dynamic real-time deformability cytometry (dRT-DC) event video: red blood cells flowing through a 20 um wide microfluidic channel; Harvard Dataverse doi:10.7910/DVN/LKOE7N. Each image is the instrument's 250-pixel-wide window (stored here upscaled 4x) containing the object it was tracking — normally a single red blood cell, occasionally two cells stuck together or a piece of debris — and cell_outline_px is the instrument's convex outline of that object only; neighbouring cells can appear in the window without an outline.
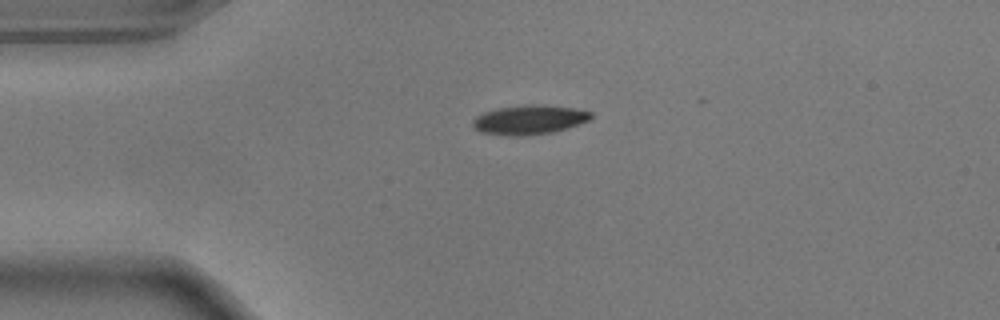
{"species": "common noctule bat (a hibernating species)", "species_latin": "Nyctalus noctula", "temperature_condition": "warm", "stored_images_in_passage": 43, "camera_frame_rate_fps": 3000, "um_per_image_px": 0.085, "animal": {"sex": "male", "body_mass_g": 17.9}, "frame": {"image": 1, "passage_image": 1, "time_ms": 0.0, "image_size_px": [1000, 320], "cell_outline_px": [[592, 116], [588, 120], [552, 132], [520, 136], [508, 136], [480, 132], [472, 124], [472, 120], [476, 116], [484, 112], [496, 108], [524, 104], [540, 104], [572, 108], [592, 112]], "centroid_in_image_um": [44.92, 10.17], "position_along_channel_um": 40.1, "area_um2": 20.06}}
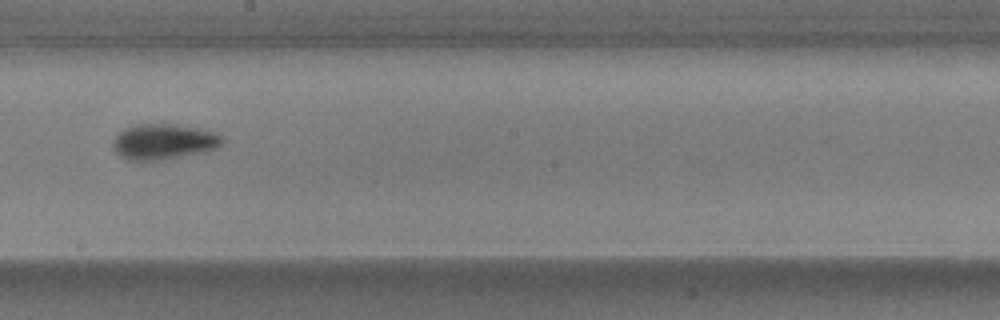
{"frame": {"image": 2, "passage_image": 19, "time_ms": 6.0, "image_size_px": [1000, 320], "cell_outline_px": [[224, 140], [216, 148], [204, 152], [160, 160], [128, 160], [116, 152], [112, 148], [112, 140], [124, 128], [140, 124], [176, 124], [204, 128], [220, 136]], "centroid_in_image_um": [13.9, 12.03], "position_along_channel_um": 234.3, "area_um2": 22.6}}
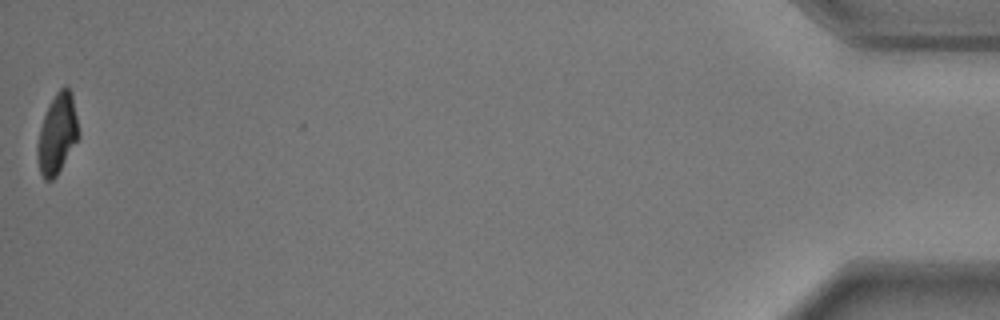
{"frame": {"image": 3, "passage_image": 43, "time_ms": 14.0, "image_size_px": [1000, 320], "cell_outline_px": [[80, 136], [56, 176], [52, 180], [44, 180], [40, 172], [36, 156], [36, 148], [40, 128], [44, 116], [56, 92], [60, 88], [68, 88], [72, 92], [80, 132]], "centroid_in_image_um": [4.87, 11.4], "position_along_channel_um": 430.3, "area_um2": 19.13}, "authors_computed_cell_mechanics": {"area_um2": 20.9814, "velocity_mm_per_s": 3.6676, "shape_relaxation_time_tau1_ms": 2.4598, "shape_relaxation_time_tau2_ms": 2.8307, "deformation_change_tau1": 0.1377, "deformation_change_tau2": 0.078}}